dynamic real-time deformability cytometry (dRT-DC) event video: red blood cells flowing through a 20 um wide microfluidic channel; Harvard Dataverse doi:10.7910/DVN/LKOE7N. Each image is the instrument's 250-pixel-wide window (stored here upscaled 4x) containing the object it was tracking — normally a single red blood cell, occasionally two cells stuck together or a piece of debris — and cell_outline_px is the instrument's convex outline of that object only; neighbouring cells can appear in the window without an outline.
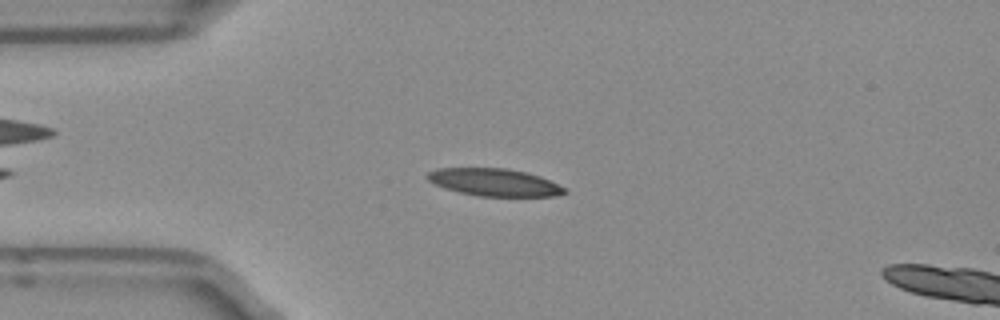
{"species": "Egyptian fruit bat (a non-hibernating species)", "species_latin": "Rousettus aegyptiacus", "temperature_condition": "room temperature", "stored_images_in_passage": 42, "camera_frame_rate_fps": 3000, "um_per_image_px": 0.085, "frame": {"image": 1, "passage_image": 7, "time_ms": 2.0, "image_size_px": [1000, 320], "cell_outline_px": [[568, 192], [556, 196], [476, 196], [444, 188], [428, 180], [424, 176], [428, 172], [436, 168], [508, 168], [528, 172], [540, 176], [564, 188]], "centroid_in_image_um": [41.99, 15.49], "position_along_channel_um": 43.0, "area_um2": 21.96}}
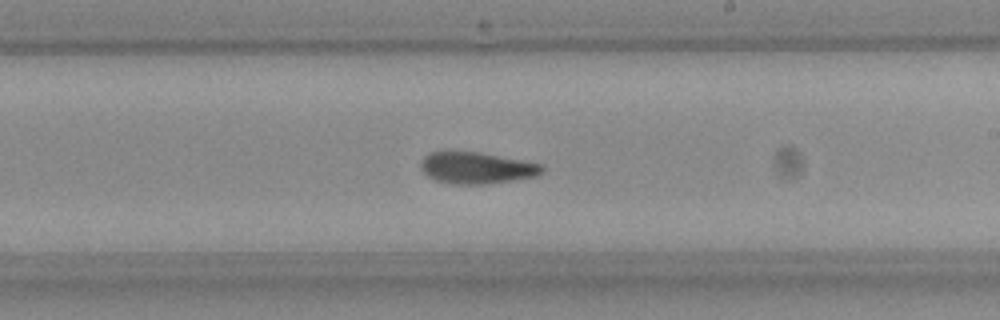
{"frame": {"image": 2, "passage_image": 24, "time_ms": 7.667, "image_size_px": [1000, 320], "cell_outline_px": [[544, 172], [536, 176], [516, 180], [488, 184], [448, 184], [436, 180], [428, 176], [420, 168], [420, 164], [424, 156], [432, 152], [480, 152], [540, 164], [544, 168]], "centroid_in_image_um": [40.51, 14.29], "position_along_channel_um": 248.5, "area_um2": 22.25}}
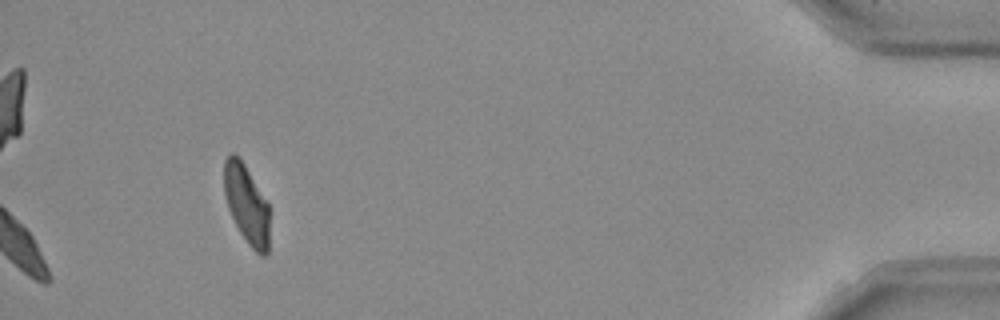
{"frame": {"image": 3, "passage_image": 42, "time_ms": 13.667, "image_size_px": [1000, 320], "cell_outline_px": [[268, 252], [264, 256], [260, 256], [248, 244], [240, 232], [228, 208], [224, 196], [224, 160], [228, 152], [232, 152], [244, 164], [268, 204]], "centroid_in_image_um": [20.93, 17.36], "position_along_channel_um": 414.3, "area_um2": 20.58}, "authors_computed_cell_mechanics": {"area_um2": 22.1085, "velocity_mm_per_s": 3.9446, "shape_relaxation_time_tau1_ms": 10.2676, "shape_relaxation_time_tau2_ms": 4.3114, "deformation_change_tau1": 0.2356, "deformation_change_tau2": 0.1095}}